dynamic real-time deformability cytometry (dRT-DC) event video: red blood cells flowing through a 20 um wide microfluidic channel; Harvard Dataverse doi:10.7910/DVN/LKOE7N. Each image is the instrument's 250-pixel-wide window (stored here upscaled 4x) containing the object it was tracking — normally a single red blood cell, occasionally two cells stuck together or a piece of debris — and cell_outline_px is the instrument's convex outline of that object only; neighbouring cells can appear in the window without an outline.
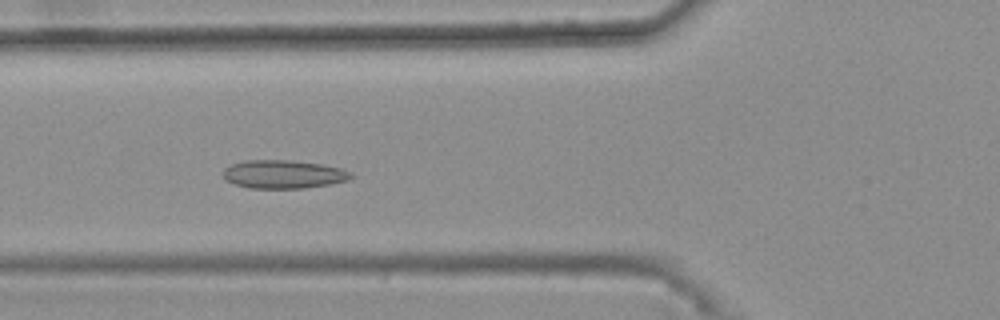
{"species": "common noctule bat (a hibernating species)", "species_latin": "Nyctalus noctula", "temperature_condition": "warm", "stored_images_in_passage": 30, "camera_frame_rate_fps": 3000, "um_per_image_px": 0.085, "animal": {"sex": "female", "body_mass_g": 25.1}, "frame": {"image": 1, "passage_image": 4, "time_ms": 1.0, "image_size_px": [1000, 320], "cell_outline_px": [[352, 176], [348, 180], [328, 184], [304, 188], [248, 188], [236, 184], [228, 180], [224, 176], [224, 168], [232, 164], [244, 160], [292, 160], [324, 164], [340, 168], [352, 172]], "centroid_in_image_um": [24.11, 14.8], "position_along_channel_um": 101.7, "area_um2": 21.04}}
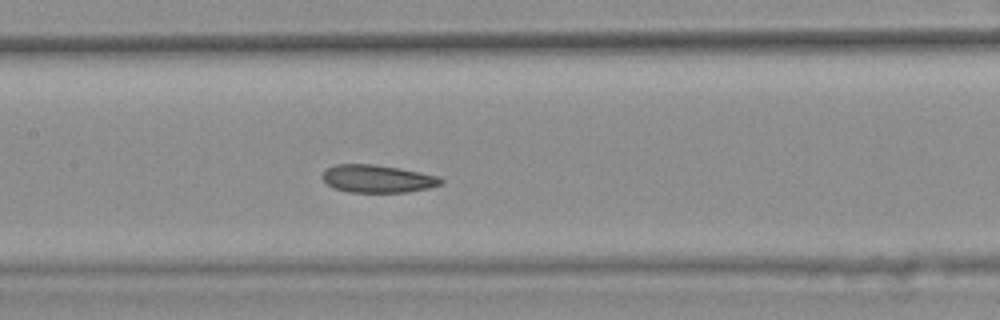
{"frame": {"image": 2, "passage_image": 10, "time_ms": 3.0, "image_size_px": [1000, 320], "cell_outline_px": [[444, 180], [440, 184], [428, 188], [408, 192], [348, 192], [336, 188], [328, 184], [324, 180], [324, 172], [328, 168], [336, 164], [372, 164], [400, 168], [440, 176]], "centroid_in_image_um": [32.14, 15.19], "position_along_channel_um": 175.3, "area_um2": 18.96}}
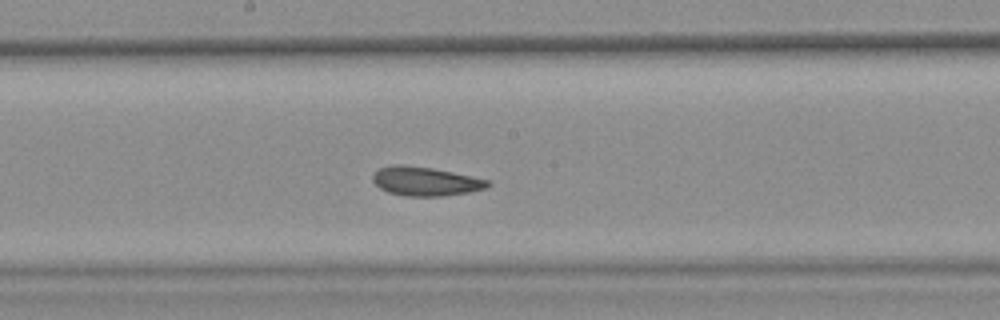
{"frame": {"image": 3, "passage_image": 13, "time_ms": 4.0, "image_size_px": [1000, 320], "cell_outline_px": [[492, 184], [484, 188], [468, 192], [444, 196], [404, 196], [388, 192], [380, 188], [372, 180], [372, 176], [380, 168], [392, 164], [404, 164], [432, 168], [492, 180]], "centroid_in_image_um": [36.17, 15.4], "position_along_channel_um": 212.0, "area_um2": 19.48}, "authors_computed_cell_mechanics": {"area_um2": 19.3919, "velocity_mm_per_s": 3.6837, "shape_relaxation_time_tau1_ms": null, "shape_relaxation_time_tau2_ms": 4.5133, "deformation_change_tau1": null, "deformation_change_tau2": 0.1044}}